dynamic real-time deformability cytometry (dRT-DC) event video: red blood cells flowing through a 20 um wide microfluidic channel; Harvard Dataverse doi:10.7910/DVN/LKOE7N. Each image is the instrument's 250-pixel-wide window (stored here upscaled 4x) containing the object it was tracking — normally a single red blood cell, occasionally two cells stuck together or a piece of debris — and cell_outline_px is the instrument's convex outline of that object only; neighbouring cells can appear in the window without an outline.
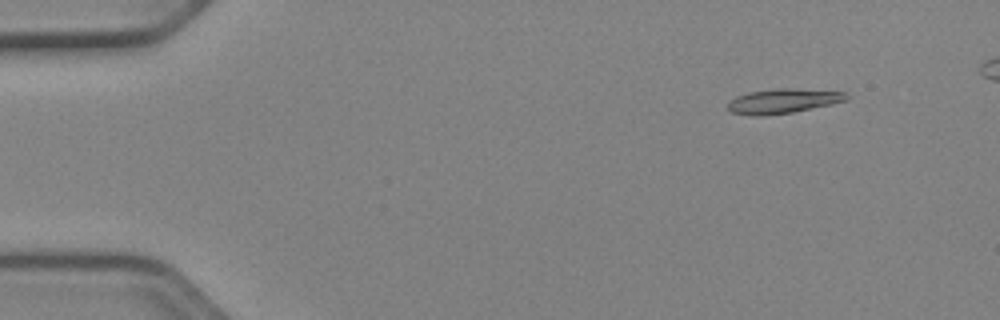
{"species": "Egyptian fruit bat (a non-hibernating species)", "species_latin": "Rousettus aegyptiacus", "temperature_condition": "cold", "stored_images_in_passage": 30, "camera_frame_rate_fps": 3000, "um_per_image_px": 0.085, "animal": {"sex": "female"}, "frame": {"image": 1, "passage_image": 6, "time_ms": 1.667, "image_size_px": [1000, 320], "cell_outline_px": [[852, 96], [848, 100], [832, 104], [792, 112], [764, 116], [752, 116], [732, 112], [728, 108], [728, 100], [736, 96], [748, 92], [776, 88], [792, 88], [844, 92]], "centroid_in_image_um": [66.56, 8.58], "position_along_channel_um": 18.4, "area_um2": 17.17}}
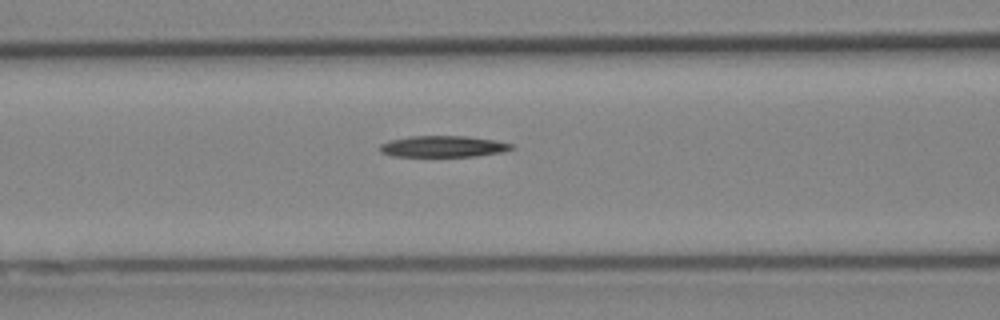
{"frame": {"image": 2, "passage_image": 22, "time_ms": 7.0, "image_size_px": [1000, 320], "cell_outline_px": [[516, 148], [504, 152], [476, 156], [392, 156], [380, 152], [380, 144], [388, 140], [412, 136], [468, 136], [496, 140], [512, 144]], "centroid_in_image_um": [37.7, 12.44], "position_along_channel_um": 128.9, "area_um2": 16.47}}
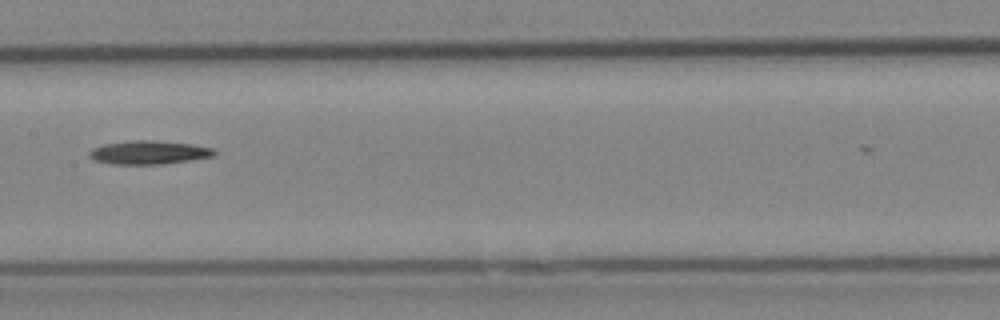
{"frame": {"image": 3, "passage_image": 27, "time_ms": 8.667, "image_size_px": [1000, 320], "cell_outline_px": [[216, 152], [212, 156], [192, 160], [164, 164], [112, 164], [96, 160], [88, 156], [88, 152], [92, 148], [104, 144], [128, 140], [152, 140], [192, 144], [216, 148]], "centroid_in_image_um": [12.66, 12.95], "position_along_channel_um": 194.7, "area_um2": 17.28}}